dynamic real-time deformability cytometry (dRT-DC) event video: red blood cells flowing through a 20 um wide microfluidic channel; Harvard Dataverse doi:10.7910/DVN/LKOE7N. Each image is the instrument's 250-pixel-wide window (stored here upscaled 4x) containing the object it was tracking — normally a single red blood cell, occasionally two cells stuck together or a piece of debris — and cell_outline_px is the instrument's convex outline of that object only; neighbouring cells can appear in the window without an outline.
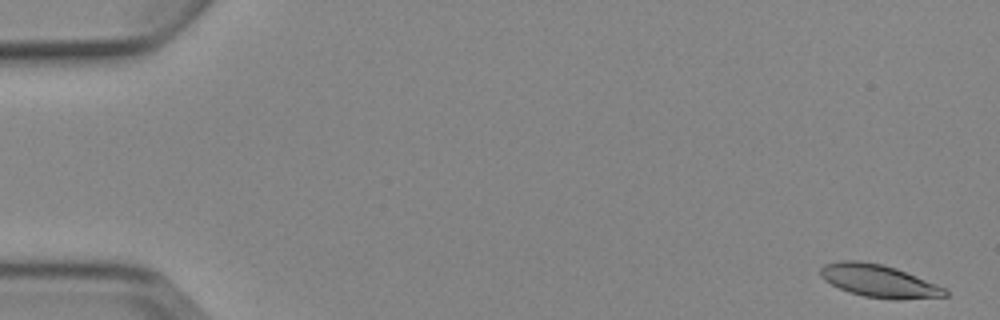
{"species": "Egyptian fruit bat (a non-hibernating species)", "species_latin": "Rousettus aegyptiacus", "temperature_condition": "cold", "stored_images_in_passage": 5, "segment_of_instrument_passage": [2, 2], "camera_frame_rate_fps": 3000, "um_per_image_px": 0.085, "animal": {"sex": "female"}, "frame": {"image": 1, "passage_image": 5, "time_ms": 5.667, "image_size_px": [1000, 320], "cell_outline_px": [[948, 296], [900, 300], [896, 300], [864, 296], [848, 292], [824, 280], [820, 276], [820, 268], [824, 264], [840, 260], [860, 260], [880, 264], [896, 268], [948, 288]], "centroid_in_image_um": [74.73, 23.88], "position_along_channel_um": 10.3, "area_um2": 23.93}}